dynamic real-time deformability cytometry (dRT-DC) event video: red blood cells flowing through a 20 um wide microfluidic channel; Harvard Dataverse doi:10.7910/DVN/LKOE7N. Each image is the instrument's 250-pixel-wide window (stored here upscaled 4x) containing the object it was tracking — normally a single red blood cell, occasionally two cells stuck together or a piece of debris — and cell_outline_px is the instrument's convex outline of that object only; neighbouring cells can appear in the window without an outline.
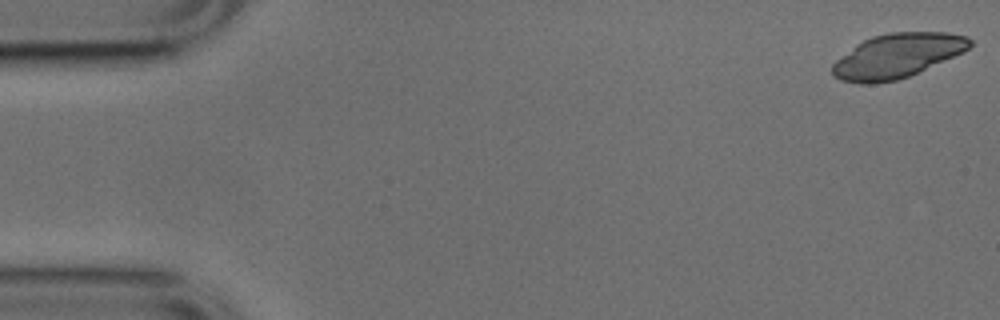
{"species": "common noctule bat (a hibernating species)", "species_latin": "Nyctalus noctula", "temperature_condition": "cold", "stored_images_in_passage": 39, "camera_frame_rate_fps": 3000, "um_per_image_px": 0.085, "animal": {"sex": "male", "body_mass_g": 17.9, "forearm_length_mm": 54.2}, "frame": {"image": 1, "passage_image": 1, "time_ms": 0.0, "image_size_px": [1000, 320], "cell_outline_px": [[972, 44], [964, 52], [908, 76], [896, 80], [872, 84], [860, 84], [840, 80], [832, 76], [832, 64], [836, 60], [856, 44], [872, 36], [888, 32], [948, 32], [968, 36], [972, 40]], "centroid_in_image_um": [76.25, 4.74], "position_along_channel_um": 8.8, "area_um2": 35.55}}